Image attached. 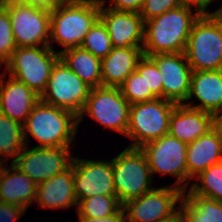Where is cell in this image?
I'll use <instances>...</instances> for the list:
<instances>
[{"label":"cell","mask_w":222,"mask_h":222,"mask_svg":"<svg viewBox=\"0 0 222 222\" xmlns=\"http://www.w3.org/2000/svg\"><path fill=\"white\" fill-rule=\"evenodd\" d=\"M122 95L130 104L151 101L157 97L152 92H146V83L141 75L134 71L119 86Z\"/></svg>","instance_id":"cell-30"},{"label":"cell","mask_w":222,"mask_h":222,"mask_svg":"<svg viewBox=\"0 0 222 222\" xmlns=\"http://www.w3.org/2000/svg\"><path fill=\"white\" fill-rule=\"evenodd\" d=\"M213 17L219 22L222 27V6L219 7L217 10L211 12Z\"/></svg>","instance_id":"cell-40"},{"label":"cell","mask_w":222,"mask_h":222,"mask_svg":"<svg viewBox=\"0 0 222 222\" xmlns=\"http://www.w3.org/2000/svg\"><path fill=\"white\" fill-rule=\"evenodd\" d=\"M180 222H222V202L198 195H183Z\"/></svg>","instance_id":"cell-25"},{"label":"cell","mask_w":222,"mask_h":222,"mask_svg":"<svg viewBox=\"0 0 222 222\" xmlns=\"http://www.w3.org/2000/svg\"><path fill=\"white\" fill-rule=\"evenodd\" d=\"M130 103L119 87L91 88L83 110L78 117V127L87 114L105 128L126 135L129 124Z\"/></svg>","instance_id":"cell-9"},{"label":"cell","mask_w":222,"mask_h":222,"mask_svg":"<svg viewBox=\"0 0 222 222\" xmlns=\"http://www.w3.org/2000/svg\"><path fill=\"white\" fill-rule=\"evenodd\" d=\"M23 130L27 146L29 137L33 136L38 141L34 147H72L78 132V117L40 100L28 115Z\"/></svg>","instance_id":"cell-3"},{"label":"cell","mask_w":222,"mask_h":222,"mask_svg":"<svg viewBox=\"0 0 222 222\" xmlns=\"http://www.w3.org/2000/svg\"><path fill=\"white\" fill-rule=\"evenodd\" d=\"M81 47L100 59L105 58L113 49L108 30L100 18L85 35Z\"/></svg>","instance_id":"cell-29"},{"label":"cell","mask_w":222,"mask_h":222,"mask_svg":"<svg viewBox=\"0 0 222 222\" xmlns=\"http://www.w3.org/2000/svg\"><path fill=\"white\" fill-rule=\"evenodd\" d=\"M7 166V163L5 161H2L0 158V178L2 177L3 171L5 170Z\"/></svg>","instance_id":"cell-41"},{"label":"cell","mask_w":222,"mask_h":222,"mask_svg":"<svg viewBox=\"0 0 222 222\" xmlns=\"http://www.w3.org/2000/svg\"><path fill=\"white\" fill-rule=\"evenodd\" d=\"M60 59L89 87L102 86L100 58L78 46L62 51Z\"/></svg>","instance_id":"cell-24"},{"label":"cell","mask_w":222,"mask_h":222,"mask_svg":"<svg viewBox=\"0 0 222 222\" xmlns=\"http://www.w3.org/2000/svg\"><path fill=\"white\" fill-rule=\"evenodd\" d=\"M25 146L23 124L0 113V158L13 164Z\"/></svg>","instance_id":"cell-26"},{"label":"cell","mask_w":222,"mask_h":222,"mask_svg":"<svg viewBox=\"0 0 222 222\" xmlns=\"http://www.w3.org/2000/svg\"><path fill=\"white\" fill-rule=\"evenodd\" d=\"M106 0H64L50 11L49 47L57 42L62 51L81 46L85 35L100 18V6Z\"/></svg>","instance_id":"cell-2"},{"label":"cell","mask_w":222,"mask_h":222,"mask_svg":"<svg viewBox=\"0 0 222 222\" xmlns=\"http://www.w3.org/2000/svg\"><path fill=\"white\" fill-rule=\"evenodd\" d=\"M180 5L195 8L201 14H211L208 7L213 4L210 0H179Z\"/></svg>","instance_id":"cell-38"},{"label":"cell","mask_w":222,"mask_h":222,"mask_svg":"<svg viewBox=\"0 0 222 222\" xmlns=\"http://www.w3.org/2000/svg\"><path fill=\"white\" fill-rule=\"evenodd\" d=\"M70 151L71 147L29 148L26 145L13 165L38 184L71 166L74 156Z\"/></svg>","instance_id":"cell-13"},{"label":"cell","mask_w":222,"mask_h":222,"mask_svg":"<svg viewBox=\"0 0 222 222\" xmlns=\"http://www.w3.org/2000/svg\"><path fill=\"white\" fill-rule=\"evenodd\" d=\"M73 184L76 200L95 195L116 196L112 159L91 160L73 157Z\"/></svg>","instance_id":"cell-14"},{"label":"cell","mask_w":222,"mask_h":222,"mask_svg":"<svg viewBox=\"0 0 222 222\" xmlns=\"http://www.w3.org/2000/svg\"><path fill=\"white\" fill-rule=\"evenodd\" d=\"M179 6V0H144L139 14L145 22Z\"/></svg>","instance_id":"cell-33"},{"label":"cell","mask_w":222,"mask_h":222,"mask_svg":"<svg viewBox=\"0 0 222 222\" xmlns=\"http://www.w3.org/2000/svg\"><path fill=\"white\" fill-rule=\"evenodd\" d=\"M188 185L211 165L222 161V146L213 129L187 146Z\"/></svg>","instance_id":"cell-23"},{"label":"cell","mask_w":222,"mask_h":222,"mask_svg":"<svg viewBox=\"0 0 222 222\" xmlns=\"http://www.w3.org/2000/svg\"><path fill=\"white\" fill-rule=\"evenodd\" d=\"M78 219V222H125V212L123 206H121L112 215H107L102 218L78 217Z\"/></svg>","instance_id":"cell-36"},{"label":"cell","mask_w":222,"mask_h":222,"mask_svg":"<svg viewBox=\"0 0 222 222\" xmlns=\"http://www.w3.org/2000/svg\"><path fill=\"white\" fill-rule=\"evenodd\" d=\"M212 129L215 132L222 146V113L214 115Z\"/></svg>","instance_id":"cell-39"},{"label":"cell","mask_w":222,"mask_h":222,"mask_svg":"<svg viewBox=\"0 0 222 222\" xmlns=\"http://www.w3.org/2000/svg\"><path fill=\"white\" fill-rule=\"evenodd\" d=\"M3 6L9 12L17 48L49 46V10L13 0H8Z\"/></svg>","instance_id":"cell-12"},{"label":"cell","mask_w":222,"mask_h":222,"mask_svg":"<svg viewBox=\"0 0 222 222\" xmlns=\"http://www.w3.org/2000/svg\"><path fill=\"white\" fill-rule=\"evenodd\" d=\"M113 183L121 204L154 189L145 153L140 148L126 147L112 159Z\"/></svg>","instance_id":"cell-5"},{"label":"cell","mask_w":222,"mask_h":222,"mask_svg":"<svg viewBox=\"0 0 222 222\" xmlns=\"http://www.w3.org/2000/svg\"><path fill=\"white\" fill-rule=\"evenodd\" d=\"M60 54L49 46L18 47L4 66L6 74L42 95Z\"/></svg>","instance_id":"cell-7"},{"label":"cell","mask_w":222,"mask_h":222,"mask_svg":"<svg viewBox=\"0 0 222 222\" xmlns=\"http://www.w3.org/2000/svg\"><path fill=\"white\" fill-rule=\"evenodd\" d=\"M91 87L80 79L61 59L53 66L40 100L72 112L79 117Z\"/></svg>","instance_id":"cell-11"},{"label":"cell","mask_w":222,"mask_h":222,"mask_svg":"<svg viewBox=\"0 0 222 222\" xmlns=\"http://www.w3.org/2000/svg\"><path fill=\"white\" fill-rule=\"evenodd\" d=\"M143 55L142 47H113L111 52L101 59L102 86L119 87L136 71L138 61Z\"/></svg>","instance_id":"cell-21"},{"label":"cell","mask_w":222,"mask_h":222,"mask_svg":"<svg viewBox=\"0 0 222 222\" xmlns=\"http://www.w3.org/2000/svg\"><path fill=\"white\" fill-rule=\"evenodd\" d=\"M194 179L197 182H193L187 194L184 192V195H198L222 202V161L211 165Z\"/></svg>","instance_id":"cell-27"},{"label":"cell","mask_w":222,"mask_h":222,"mask_svg":"<svg viewBox=\"0 0 222 222\" xmlns=\"http://www.w3.org/2000/svg\"><path fill=\"white\" fill-rule=\"evenodd\" d=\"M100 19L114 48L143 47L145 22L139 13L116 11L102 5Z\"/></svg>","instance_id":"cell-16"},{"label":"cell","mask_w":222,"mask_h":222,"mask_svg":"<svg viewBox=\"0 0 222 222\" xmlns=\"http://www.w3.org/2000/svg\"><path fill=\"white\" fill-rule=\"evenodd\" d=\"M214 115L185 104H176L169 119V134L191 143L212 129Z\"/></svg>","instance_id":"cell-19"},{"label":"cell","mask_w":222,"mask_h":222,"mask_svg":"<svg viewBox=\"0 0 222 222\" xmlns=\"http://www.w3.org/2000/svg\"><path fill=\"white\" fill-rule=\"evenodd\" d=\"M184 191L173 185L154 188L122 204L125 222H168L178 218Z\"/></svg>","instance_id":"cell-8"},{"label":"cell","mask_w":222,"mask_h":222,"mask_svg":"<svg viewBox=\"0 0 222 222\" xmlns=\"http://www.w3.org/2000/svg\"><path fill=\"white\" fill-rule=\"evenodd\" d=\"M184 53L192 71L222 70V27L212 14L194 22Z\"/></svg>","instance_id":"cell-4"},{"label":"cell","mask_w":222,"mask_h":222,"mask_svg":"<svg viewBox=\"0 0 222 222\" xmlns=\"http://www.w3.org/2000/svg\"><path fill=\"white\" fill-rule=\"evenodd\" d=\"M0 72V113L24 124L33 107L40 101V95L23 82Z\"/></svg>","instance_id":"cell-17"},{"label":"cell","mask_w":222,"mask_h":222,"mask_svg":"<svg viewBox=\"0 0 222 222\" xmlns=\"http://www.w3.org/2000/svg\"><path fill=\"white\" fill-rule=\"evenodd\" d=\"M168 222H180L179 218H176V219H173L171 221H168Z\"/></svg>","instance_id":"cell-42"},{"label":"cell","mask_w":222,"mask_h":222,"mask_svg":"<svg viewBox=\"0 0 222 222\" xmlns=\"http://www.w3.org/2000/svg\"><path fill=\"white\" fill-rule=\"evenodd\" d=\"M8 0H0L2 4L6 3Z\"/></svg>","instance_id":"cell-43"},{"label":"cell","mask_w":222,"mask_h":222,"mask_svg":"<svg viewBox=\"0 0 222 222\" xmlns=\"http://www.w3.org/2000/svg\"><path fill=\"white\" fill-rule=\"evenodd\" d=\"M175 106V103L163 98L130 104L129 124L125 136L132 141L128 147L141 148L168 134L169 119Z\"/></svg>","instance_id":"cell-6"},{"label":"cell","mask_w":222,"mask_h":222,"mask_svg":"<svg viewBox=\"0 0 222 222\" xmlns=\"http://www.w3.org/2000/svg\"><path fill=\"white\" fill-rule=\"evenodd\" d=\"M108 8L121 12L139 13L144 0H109Z\"/></svg>","instance_id":"cell-35"},{"label":"cell","mask_w":222,"mask_h":222,"mask_svg":"<svg viewBox=\"0 0 222 222\" xmlns=\"http://www.w3.org/2000/svg\"><path fill=\"white\" fill-rule=\"evenodd\" d=\"M37 183L13 164L6 166L0 178V201L29 208L36 200Z\"/></svg>","instance_id":"cell-22"},{"label":"cell","mask_w":222,"mask_h":222,"mask_svg":"<svg viewBox=\"0 0 222 222\" xmlns=\"http://www.w3.org/2000/svg\"><path fill=\"white\" fill-rule=\"evenodd\" d=\"M25 207L15 206L0 201V222H17L25 214Z\"/></svg>","instance_id":"cell-34"},{"label":"cell","mask_w":222,"mask_h":222,"mask_svg":"<svg viewBox=\"0 0 222 222\" xmlns=\"http://www.w3.org/2000/svg\"><path fill=\"white\" fill-rule=\"evenodd\" d=\"M193 9L181 5L145 21L144 55L185 52L192 26L201 15Z\"/></svg>","instance_id":"cell-1"},{"label":"cell","mask_w":222,"mask_h":222,"mask_svg":"<svg viewBox=\"0 0 222 222\" xmlns=\"http://www.w3.org/2000/svg\"><path fill=\"white\" fill-rule=\"evenodd\" d=\"M187 146L168 133L140 149L146 155L152 177L155 173L175 176L177 180L171 185L185 192L188 190Z\"/></svg>","instance_id":"cell-10"},{"label":"cell","mask_w":222,"mask_h":222,"mask_svg":"<svg viewBox=\"0 0 222 222\" xmlns=\"http://www.w3.org/2000/svg\"><path fill=\"white\" fill-rule=\"evenodd\" d=\"M40 208L65 209L78 205L73 184V165L64 172L37 184L36 200Z\"/></svg>","instance_id":"cell-20"},{"label":"cell","mask_w":222,"mask_h":222,"mask_svg":"<svg viewBox=\"0 0 222 222\" xmlns=\"http://www.w3.org/2000/svg\"><path fill=\"white\" fill-rule=\"evenodd\" d=\"M13 1L52 11L64 0H13Z\"/></svg>","instance_id":"cell-37"},{"label":"cell","mask_w":222,"mask_h":222,"mask_svg":"<svg viewBox=\"0 0 222 222\" xmlns=\"http://www.w3.org/2000/svg\"><path fill=\"white\" fill-rule=\"evenodd\" d=\"M122 204L116 196L95 195L82 199L77 205L78 217L102 218L115 213Z\"/></svg>","instance_id":"cell-28"},{"label":"cell","mask_w":222,"mask_h":222,"mask_svg":"<svg viewBox=\"0 0 222 222\" xmlns=\"http://www.w3.org/2000/svg\"><path fill=\"white\" fill-rule=\"evenodd\" d=\"M149 57L162 74V98L175 104H185L192 76L185 53H159Z\"/></svg>","instance_id":"cell-15"},{"label":"cell","mask_w":222,"mask_h":222,"mask_svg":"<svg viewBox=\"0 0 222 222\" xmlns=\"http://www.w3.org/2000/svg\"><path fill=\"white\" fill-rule=\"evenodd\" d=\"M17 46L8 10L0 7V66L7 64Z\"/></svg>","instance_id":"cell-31"},{"label":"cell","mask_w":222,"mask_h":222,"mask_svg":"<svg viewBox=\"0 0 222 222\" xmlns=\"http://www.w3.org/2000/svg\"><path fill=\"white\" fill-rule=\"evenodd\" d=\"M193 98L200 103L193 104ZM185 105L213 115L222 113V70L192 71Z\"/></svg>","instance_id":"cell-18"},{"label":"cell","mask_w":222,"mask_h":222,"mask_svg":"<svg viewBox=\"0 0 222 222\" xmlns=\"http://www.w3.org/2000/svg\"><path fill=\"white\" fill-rule=\"evenodd\" d=\"M136 71L144 78L146 92H152L157 98H162V74L156 63L149 56L143 55L138 61Z\"/></svg>","instance_id":"cell-32"}]
</instances>
